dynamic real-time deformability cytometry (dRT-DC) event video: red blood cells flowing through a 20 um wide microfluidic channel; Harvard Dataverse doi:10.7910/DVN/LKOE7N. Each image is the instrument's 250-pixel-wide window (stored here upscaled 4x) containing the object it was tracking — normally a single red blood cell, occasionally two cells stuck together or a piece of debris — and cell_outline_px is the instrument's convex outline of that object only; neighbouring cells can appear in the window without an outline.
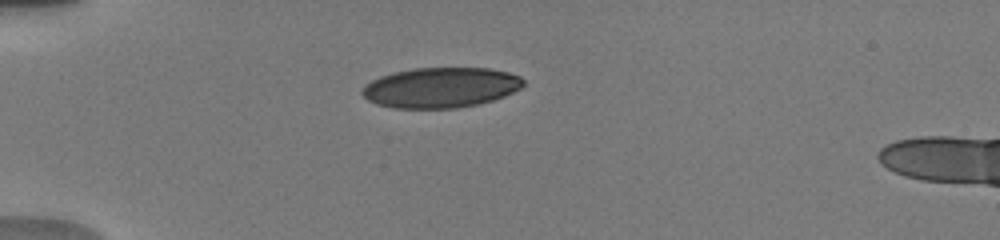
{"species": "human", "species_latin": "Homo sapiens", "temperature_condition": "warm", "stored_images_in_passage": 4, "camera_frame_rate_fps": 3000, "um_per_image_px": 0.085, "donor": {"sex": "male"}, "frame": {"image": 1, "passage_image": 2, "time_ms": 1.0, "image_size_px": [1000, 240], "cell_outline_px": [[524, 84], [520, 88], [504, 96], [492, 100], [476, 104], [456, 108], [392, 108], [376, 104], [368, 100], [360, 92], [364, 84], [380, 76], [392, 72], [412, 68], [488, 68], [508, 72], [520, 76], [524, 80]], "centroid_in_image_um": [37.42, 7.44], "position_along_channel_um": 47.6, "area_um2": 37.92}}